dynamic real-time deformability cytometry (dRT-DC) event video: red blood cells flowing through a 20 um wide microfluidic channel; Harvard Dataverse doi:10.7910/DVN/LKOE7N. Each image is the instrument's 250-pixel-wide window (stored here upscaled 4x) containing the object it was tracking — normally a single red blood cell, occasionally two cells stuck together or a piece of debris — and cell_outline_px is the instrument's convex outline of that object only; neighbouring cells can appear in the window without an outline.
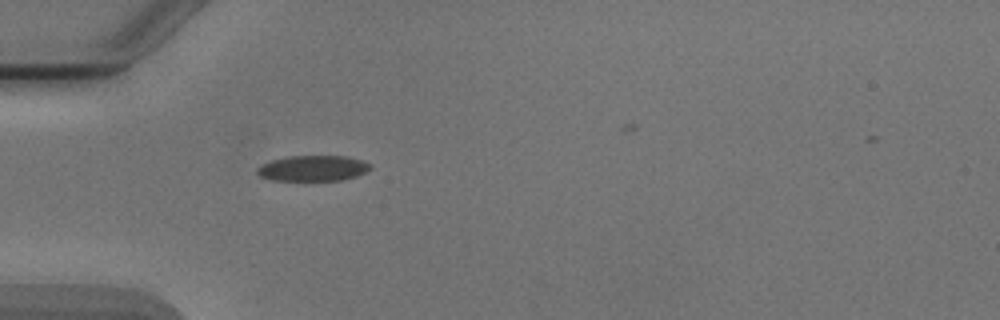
{"species": "Egyptian fruit bat (a non-hibernating species)", "species_latin": "Rousettus aegyptiacus", "temperature_condition": "cold", "stored_images_in_passage": 1, "camera_frame_rate_fps": 3000, "um_per_image_px": 0.085, "animal": {"sex": "male"}, "frame": {"image": 1, "passage_image": 1, "time_ms": 0.0, "image_size_px": [1000, 320], "cell_outline_px": [[372, 168], [356, 176], [340, 180], [272, 180], [260, 176], [256, 172], [256, 168], [272, 160], [284, 156], [348, 156], [372, 164]], "centroid_in_image_um": [26.6, 14.29], "position_along_channel_um": 58.4, "area_um2": 16.82}}